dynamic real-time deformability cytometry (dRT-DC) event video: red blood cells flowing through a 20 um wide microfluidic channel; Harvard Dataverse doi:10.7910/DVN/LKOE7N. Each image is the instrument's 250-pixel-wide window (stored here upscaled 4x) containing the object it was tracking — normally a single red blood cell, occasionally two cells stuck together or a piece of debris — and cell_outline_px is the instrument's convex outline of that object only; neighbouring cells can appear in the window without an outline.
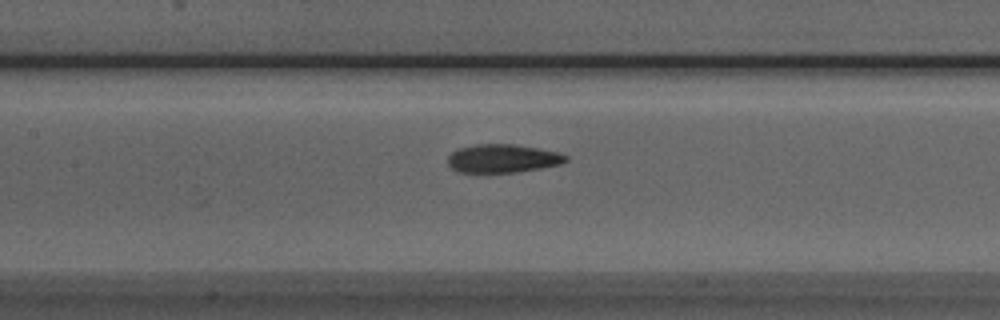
{"species": "Egyptian fruit bat (a non-hibernating species)", "species_latin": "Rousettus aegyptiacus", "temperature_condition": "room temperature", "stored_images_in_passage": 37, "camera_frame_rate_fps": 3000, "um_per_image_px": 0.085, "animal": {"sex": "male"}, "frame": {"image": 1, "passage_image": 13, "time_ms": 4.0, "image_size_px": [1000, 320], "cell_outline_px": [[568, 160], [560, 164], [540, 168], [516, 172], [456, 172], [448, 164], [448, 156], [456, 148], [476, 144], [512, 144], [560, 152], [568, 156]], "centroid_in_image_um": [42.71, 13.46], "position_along_channel_um": 164.7, "area_um2": 19.54}}
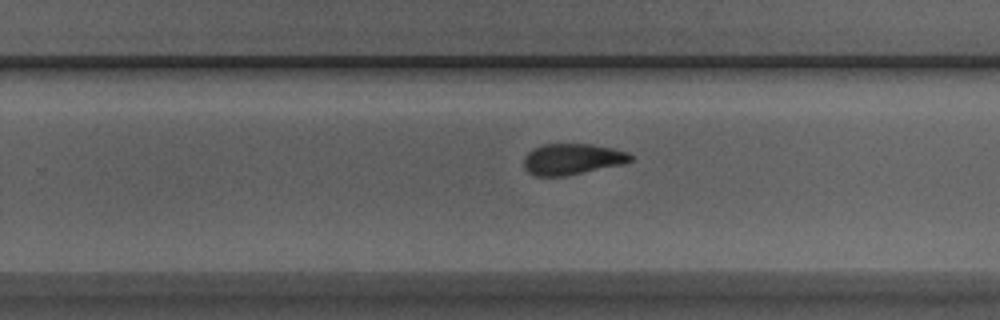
{"frame": {"image": 2, "passage_image": 22, "time_ms": 7.0, "image_size_px": [1000, 320], "cell_outline_px": [[632, 160], [624, 164], [564, 176], [536, 176], [528, 172], [524, 168], [524, 156], [532, 148], [544, 144], [592, 144], [612, 148], [628, 152], [632, 156]], "centroid_in_image_um": [48.62, 13.52], "position_along_channel_um": 281.2, "area_um2": 19.36}}
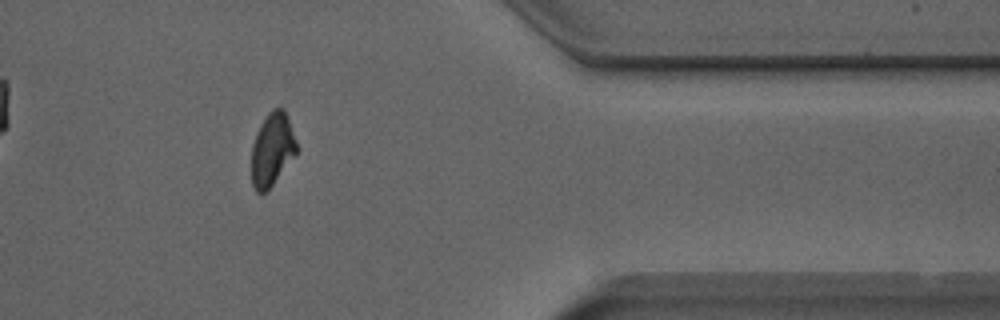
{"frame": {"image": 3, "passage_image": 32, "time_ms": 10.333, "image_size_px": [1000, 320], "cell_outline_px": [[296, 152], [272, 184], [264, 192], [256, 192], [252, 184], [252, 144], [256, 132], [260, 124], [268, 112], [272, 108], [284, 108], [296, 140]], "centroid_in_image_um": [23.1, 12.65], "position_along_channel_um": 388.3, "area_um2": 18.73}}